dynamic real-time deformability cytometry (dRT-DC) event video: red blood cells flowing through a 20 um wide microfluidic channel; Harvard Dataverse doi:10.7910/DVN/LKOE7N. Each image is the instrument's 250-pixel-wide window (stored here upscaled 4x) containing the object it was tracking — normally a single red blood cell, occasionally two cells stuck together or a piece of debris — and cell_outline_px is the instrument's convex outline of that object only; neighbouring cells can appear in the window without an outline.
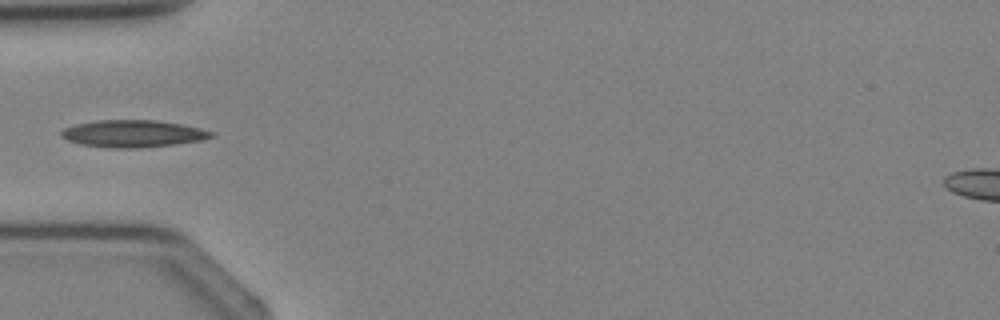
{"species": "Egyptian fruit bat (a non-hibernating species)", "species_latin": "Rousettus aegyptiacus", "temperature_condition": "cold", "stored_images_in_passage": 3, "camera_frame_rate_fps": 3000, "um_per_image_px": 0.085, "animal": {"sex": "female"}, "frame": {"image": 1, "passage_image": 3, "time_ms": 2.333, "image_size_px": [1000, 320], "cell_outline_px": [[216, 136], [200, 140], [172, 144], [136, 148], [112, 148], [80, 144], [68, 140], [60, 136], [60, 132], [64, 128], [76, 124], [96, 120], [156, 120], [184, 124], [200, 128], [212, 132]], "centroid_in_image_um": [11.28, 11.35], "position_along_channel_um": 73.7, "area_um2": 23.64}}